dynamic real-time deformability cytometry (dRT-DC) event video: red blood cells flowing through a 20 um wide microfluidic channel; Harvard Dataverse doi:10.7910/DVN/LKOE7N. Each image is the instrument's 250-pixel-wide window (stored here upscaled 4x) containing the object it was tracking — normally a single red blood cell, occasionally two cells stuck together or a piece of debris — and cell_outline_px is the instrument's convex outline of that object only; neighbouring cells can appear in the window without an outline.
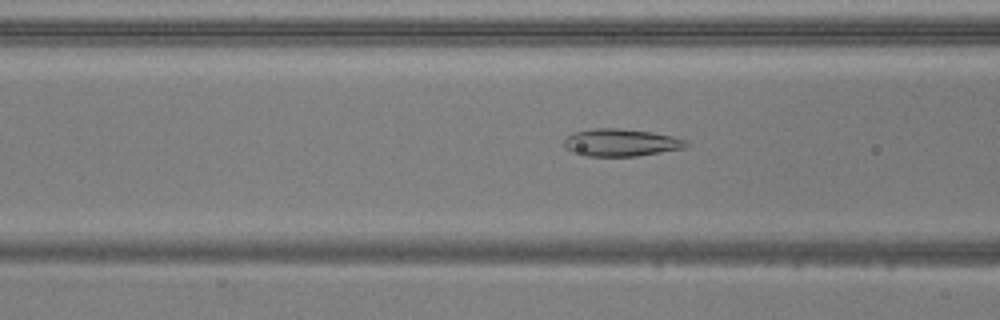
{"species": "common noctule bat (a hibernating species)", "species_latin": "Nyctalus noctula", "temperature_condition": "warm", "stored_images_in_passage": 52, "camera_frame_rate_fps": 3000, "um_per_image_px": 0.085, "animal": {"sex": "male", "body_mass_g": 20.5, "forearm_length_mm": 52.5}, "frame": {"image": 1, "passage_image": 20, "time_ms": 6.333, "image_size_px": [1000, 320], "cell_outline_px": [[688, 144], [684, 148], [636, 156], [584, 156], [572, 152], [564, 144], [564, 140], [572, 132], [596, 128], [616, 128], [652, 132], [672, 136], [688, 140]], "centroid_in_image_um": [52.78, 12.11], "position_along_channel_um": 113.8, "area_um2": 19.42}}
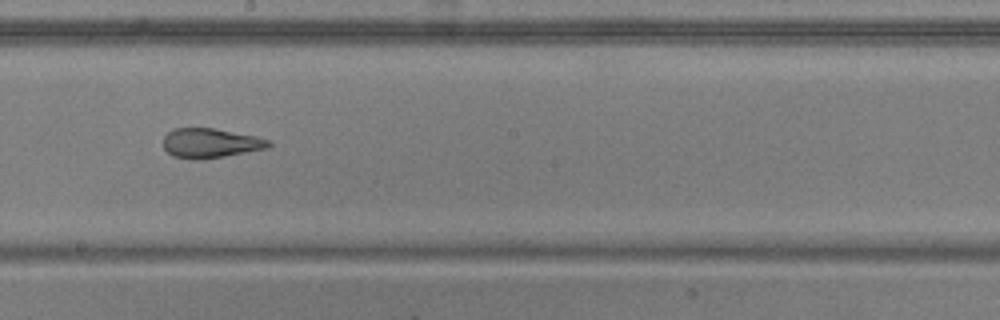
{"frame": {"image": 2, "passage_image": 29, "time_ms": 9.333, "image_size_px": [1000, 320], "cell_outline_px": [[272, 144], [268, 148], [224, 156], [200, 160], [192, 160], [172, 156], [164, 148], [164, 136], [172, 128], [212, 128], [256, 136], [272, 140]], "centroid_in_image_um": [17.89, 12.17], "position_along_channel_um": 230.3, "area_um2": 18.26}}
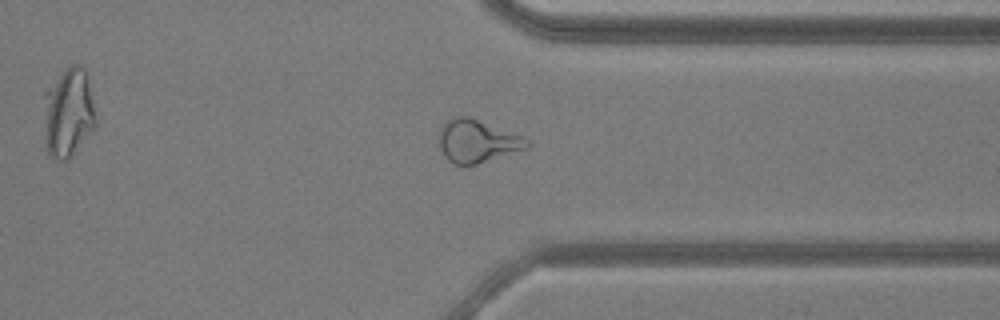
{"frame": {"image": 3, "passage_image": 40, "time_ms": 13.0, "image_size_px": [1000, 320], "cell_outline_px": [[528, 148], [476, 164], [452, 164], [444, 156], [440, 148], [440, 128], [444, 120], [452, 116], [468, 116], [524, 136], [528, 140]], "centroid_in_image_um": [40.54, 11.97], "position_along_channel_um": 370.9, "area_um2": 21.91}, "authors_computed_cell_mechanics": {"area_um2": 21.9062, "velocity_mm_per_s": 3.8694, "shape_relaxation_time_tau1_ms": null, "shape_relaxation_time_tau2_ms": 1.3494, "deformation_change_tau1": null, "deformation_change_tau2": 0.0848}}